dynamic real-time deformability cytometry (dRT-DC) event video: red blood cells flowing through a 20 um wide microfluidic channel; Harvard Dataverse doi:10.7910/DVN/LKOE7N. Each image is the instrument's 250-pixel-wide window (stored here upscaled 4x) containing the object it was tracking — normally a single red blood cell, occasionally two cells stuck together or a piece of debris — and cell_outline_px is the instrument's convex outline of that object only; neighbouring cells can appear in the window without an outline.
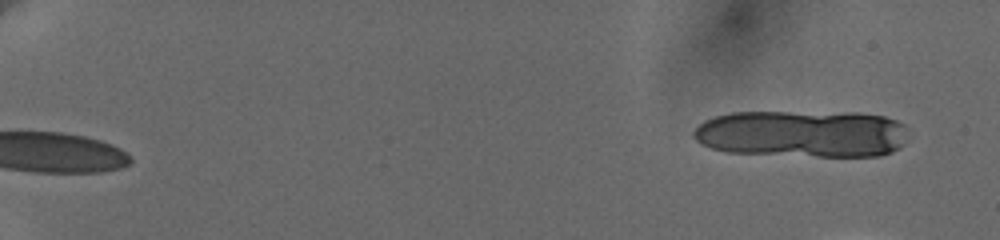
{"species": "human", "species_latin": "Homo sapiens", "temperature_condition": "cold", "stored_images_in_passage": 12, "camera_frame_rate_fps": 3000, "um_per_image_px": 0.085, "donor": {"sex": "female"}, "frame": {"image": 1, "passage_image": 1, "time_ms": 0.0, "image_size_px": [1000, 240], "cell_outline_px": [[904, 144], [900, 148], [892, 152], [880, 156], [816, 156], [724, 152], [700, 144], [692, 136], [692, 132], [704, 120], [716, 116], [732, 112], [860, 112], [884, 116], [896, 120], [904, 124]], "centroid_in_image_um": [68.18, 11.36], "position_along_channel_um": 16.8, "area_um2": 59.53}}